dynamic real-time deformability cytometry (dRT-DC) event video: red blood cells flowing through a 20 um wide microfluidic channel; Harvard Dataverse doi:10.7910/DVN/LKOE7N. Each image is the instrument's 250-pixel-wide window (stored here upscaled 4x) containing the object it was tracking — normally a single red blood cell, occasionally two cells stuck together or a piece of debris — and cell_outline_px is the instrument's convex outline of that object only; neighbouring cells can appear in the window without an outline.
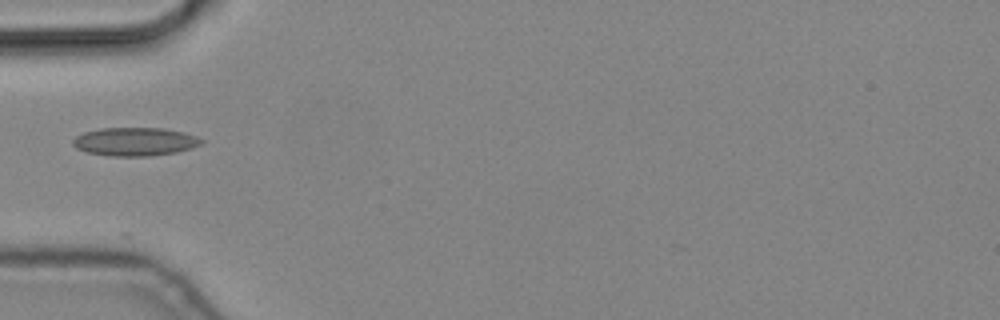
{"species": "common noctule bat (a hibernating species)", "species_latin": "Nyctalus noctula", "temperature_condition": "cold", "stored_images_in_passage": 6, "camera_frame_rate_fps": 3000, "um_per_image_px": 0.085, "animal": {"sex": "male", "body_mass_g": 19.2, "forearm_length_mm": 51.8}, "frame": {"image": 1, "passage_image": 6, "time_ms": 1.667, "image_size_px": [1000, 320], "cell_outline_px": [[204, 140], [200, 144], [192, 148], [176, 152], [148, 156], [112, 156], [88, 152], [76, 148], [72, 144], [72, 140], [76, 136], [84, 132], [100, 128], [164, 128], [184, 132], [196, 136]], "centroid_in_image_um": [11.47, 12.03], "position_along_channel_um": 73.5, "area_um2": 21.21}}